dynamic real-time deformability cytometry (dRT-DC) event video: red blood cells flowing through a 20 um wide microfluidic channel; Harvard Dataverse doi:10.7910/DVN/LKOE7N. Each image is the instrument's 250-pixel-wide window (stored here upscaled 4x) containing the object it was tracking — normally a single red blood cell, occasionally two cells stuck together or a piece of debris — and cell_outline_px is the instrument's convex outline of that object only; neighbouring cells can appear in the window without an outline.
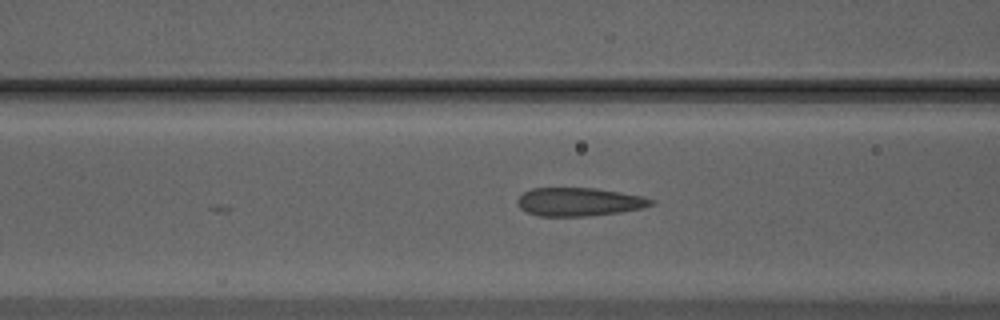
{"species": "Egyptian fruit bat (a non-hibernating species)", "species_latin": "Rousettus aegyptiacus", "temperature_condition": "warm", "stored_images_in_passage": 14, "camera_frame_rate_fps": 3000, "um_per_image_px": 0.085, "animal": {"sex": "male"}, "frame": {"image": 1, "passage_image": 8, "time_ms": 2.333, "image_size_px": [1000, 320], "cell_outline_px": [[656, 204], [644, 208], [620, 212], [588, 216], [540, 216], [528, 212], [520, 208], [516, 204], [516, 200], [524, 192], [532, 188], [596, 188], [644, 196], [656, 200]], "centroid_in_image_um": [49.27, 17.15], "position_along_channel_um": 117.3, "area_um2": 22.31}}
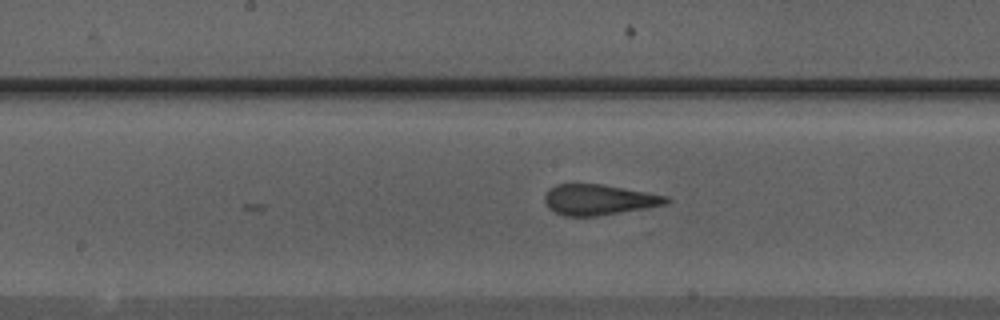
{"frame": {"image": 2, "passage_image": 14, "time_ms": 4.333, "image_size_px": [1000, 320], "cell_outline_px": [[672, 200], [664, 204], [644, 208], [596, 216], [564, 216], [548, 208], [544, 200], [544, 196], [548, 188], [556, 184], [604, 184], [668, 196]], "centroid_in_image_um": [50.86, 16.96], "position_along_channel_um": 197.3, "area_um2": 21.62}}